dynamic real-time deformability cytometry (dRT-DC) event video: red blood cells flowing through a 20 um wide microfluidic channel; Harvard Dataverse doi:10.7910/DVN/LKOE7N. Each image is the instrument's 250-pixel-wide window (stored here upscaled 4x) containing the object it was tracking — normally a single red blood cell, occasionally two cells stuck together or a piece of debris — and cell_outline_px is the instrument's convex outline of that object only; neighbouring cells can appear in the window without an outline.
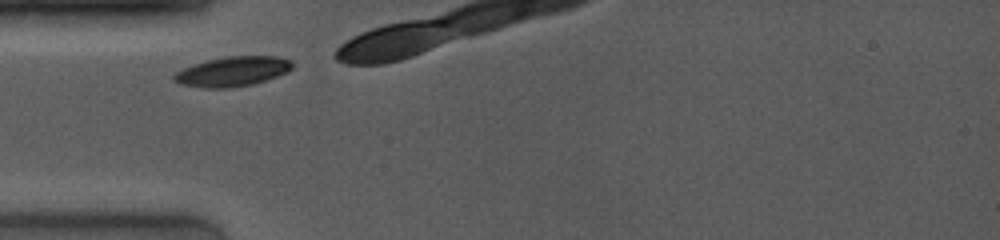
{"species": "common noctule bat (a hibernating species)", "species_latin": "Nyctalus noctula", "temperature_condition": "room temperature", "stored_images_in_passage": 4, "camera_frame_rate_fps": 4000, "um_per_image_px": 0.085, "animal": {"sex": "female", "body_mass_g": 19.0, "forearm_length_mm": 53.3}, "frame": {"image": 1, "passage_image": 1, "time_ms": 0.0, "image_size_px": [1000, 240], "cell_outline_px": [[292, 68], [276, 76], [252, 84], [232, 88], [204, 88], [180, 84], [172, 80], [172, 76], [176, 72], [184, 68], [208, 60], [228, 56], [276, 56], [292, 60]], "centroid_in_image_um": [19.74, 6.08], "position_along_channel_um": 65.3, "area_um2": 20.29}}